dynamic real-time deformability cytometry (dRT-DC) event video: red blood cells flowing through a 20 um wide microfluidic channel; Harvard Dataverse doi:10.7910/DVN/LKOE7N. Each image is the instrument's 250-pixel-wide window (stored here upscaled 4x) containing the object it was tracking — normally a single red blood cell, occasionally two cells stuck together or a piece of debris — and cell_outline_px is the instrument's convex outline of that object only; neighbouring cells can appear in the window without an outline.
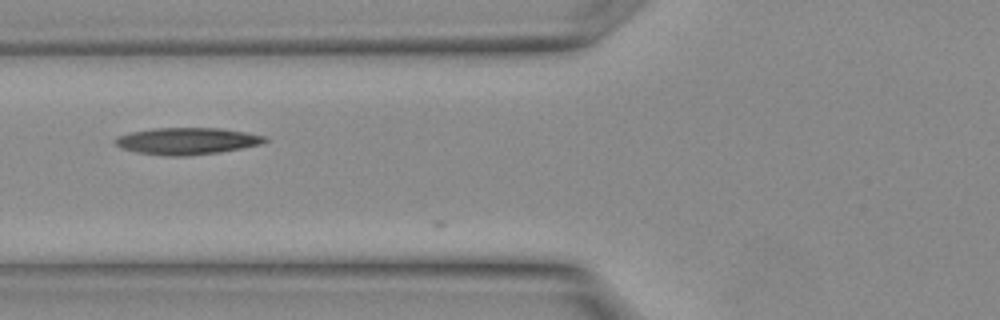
{"species": "Egyptian fruit bat (a non-hibernating species)", "species_latin": "Rousettus aegyptiacus", "temperature_condition": "warm", "stored_images_in_passage": 4, "camera_frame_rate_fps": 3000, "um_per_image_px": 0.085, "animal": {"sex": "female"}, "frame": {"image": 1, "passage_image": 3, "time_ms": 0.667, "image_size_px": [1000, 320], "cell_outline_px": [[268, 140], [260, 144], [220, 152], [188, 156], [168, 156], [136, 152], [120, 148], [116, 144], [116, 140], [120, 136], [132, 132], [156, 128], [220, 128], [244, 132], [264, 136]], "centroid_in_image_um": [15.9, 11.99], "position_along_channel_um": 109.9, "area_um2": 23.06}}